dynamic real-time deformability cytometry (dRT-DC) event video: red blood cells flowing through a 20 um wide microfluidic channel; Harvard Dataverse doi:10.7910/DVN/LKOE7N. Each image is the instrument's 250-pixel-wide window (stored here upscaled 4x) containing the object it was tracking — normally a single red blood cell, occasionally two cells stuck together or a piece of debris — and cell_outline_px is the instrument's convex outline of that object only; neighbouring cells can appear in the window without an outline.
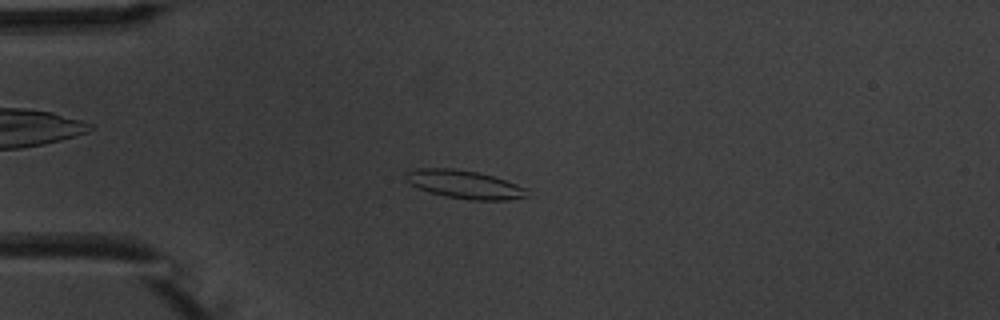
{"species": "common noctule bat (a hibernating species)", "species_latin": "Nyctalus noctula", "temperature_condition": "warm", "stored_images_in_passage": 7, "camera_frame_rate_fps": 3000, "um_per_image_px": 0.085, "animal": {"sex": "male", "body_mass_g": 20.1, "forearm_length_mm": 53.5}, "frame": {"image": 1, "passage_image": 4, "time_ms": 3.667, "image_size_px": [1000, 320], "cell_outline_px": [[528, 196], [508, 200], [472, 200], [444, 196], [420, 188], [412, 184], [404, 176], [404, 172], [416, 168], [452, 168], [476, 172], [492, 176], [528, 188]], "centroid_in_image_um": [39.5, 15.67], "position_along_channel_um": 45.5, "area_um2": 19.77}}
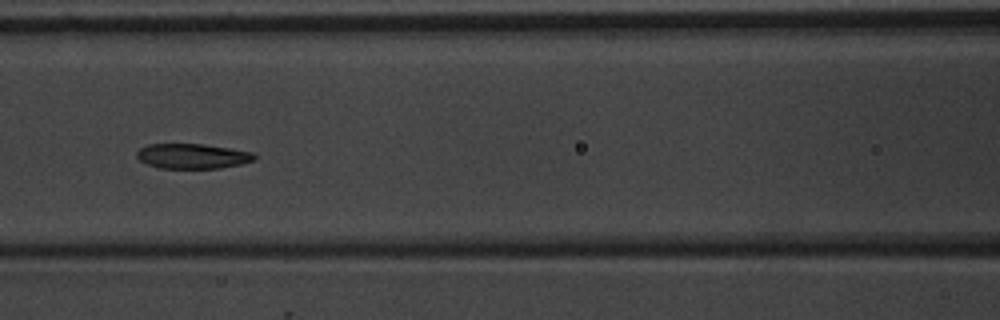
{"frame": {"image": 2, "passage_image": 7, "time_ms": 7.0, "image_size_px": [1000, 320], "cell_outline_px": [[256, 156], [252, 160], [240, 164], [220, 168], [160, 168], [148, 164], [140, 160], [136, 156], [136, 152], [140, 148], [148, 144], [204, 144], [252, 152]], "centroid_in_image_um": [16.32, 13.27], "position_along_channel_um": 150.3, "area_um2": 16.94}}